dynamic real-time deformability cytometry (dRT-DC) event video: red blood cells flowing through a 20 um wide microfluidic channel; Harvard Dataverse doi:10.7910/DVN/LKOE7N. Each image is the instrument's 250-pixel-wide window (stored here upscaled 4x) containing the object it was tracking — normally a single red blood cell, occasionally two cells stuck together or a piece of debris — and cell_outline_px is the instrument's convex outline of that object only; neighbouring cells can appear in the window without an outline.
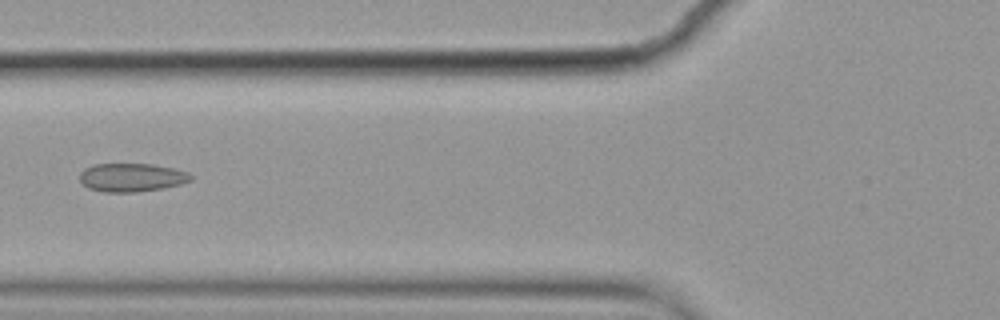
{"species": "common noctule bat (a hibernating species)", "species_latin": "Nyctalus noctula", "temperature_condition": "cold", "stored_images_in_passage": 10, "camera_frame_rate_fps": 3000, "um_per_image_px": 0.085, "animal": {"sex": "female", "body_mass_g": 19.9}, "frame": {"image": 1, "passage_image": 6, "time_ms": 1.667, "image_size_px": [1000, 320], "cell_outline_px": [[192, 180], [180, 184], [164, 188], [136, 192], [104, 192], [88, 188], [80, 180], [80, 172], [84, 168], [92, 164], [152, 164], [176, 168], [188, 172], [192, 176]], "centroid_in_image_um": [11.2, 15.08], "position_along_channel_um": 114.6, "area_um2": 18.55}}
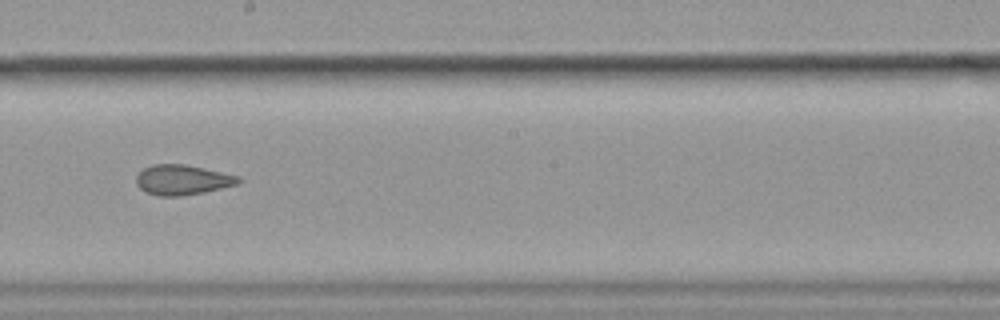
{"frame": {"image": 2, "passage_image": 9, "time_ms": 2.667, "image_size_px": [1000, 320], "cell_outline_px": [[244, 180], [236, 184], [204, 192], [180, 196], [156, 196], [144, 192], [136, 184], [136, 176], [144, 168], [152, 164], [184, 164], [204, 168], [240, 176]], "centroid_in_image_um": [15.49, 15.29], "position_along_channel_um": 232.7, "area_um2": 17.98}}
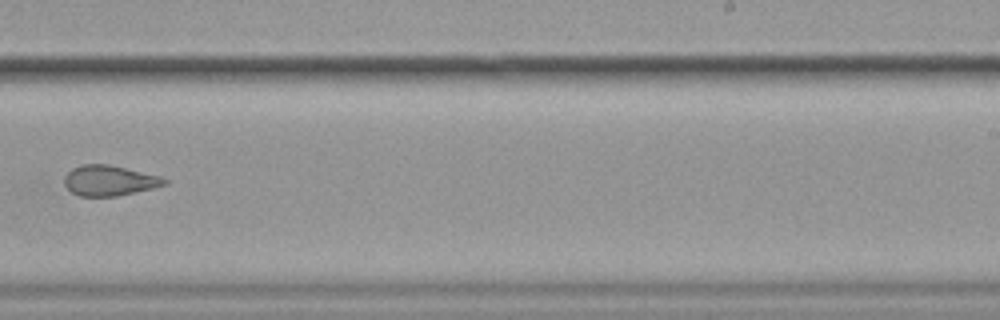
{"frame": {"image": 3, "passage_image": 10, "time_ms": 3.0, "image_size_px": [1000, 320], "cell_outline_px": [[168, 184], [152, 188], [116, 196], [80, 196], [72, 192], [64, 184], [64, 176], [72, 168], [84, 164], [108, 164], [160, 176], [168, 180]], "centroid_in_image_um": [9.29, 15.34], "position_along_channel_um": 279.7, "area_um2": 17.57}}